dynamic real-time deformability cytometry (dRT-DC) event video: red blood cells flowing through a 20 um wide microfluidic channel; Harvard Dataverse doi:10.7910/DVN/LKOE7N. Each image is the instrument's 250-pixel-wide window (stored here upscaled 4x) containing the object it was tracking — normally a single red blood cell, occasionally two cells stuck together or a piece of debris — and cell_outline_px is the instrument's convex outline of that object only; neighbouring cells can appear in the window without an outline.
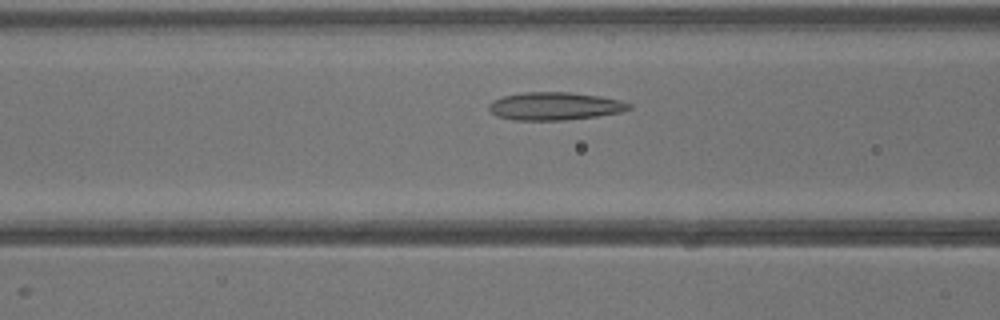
{"species": "common noctule bat (a hibernating species)", "species_latin": "Nyctalus noctula", "temperature_condition": "warm", "stored_images_in_passage": 34, "camera_frame_rate_fps": 3000, "um_per_image_px": 0.085, "animal": {"sex": "male", "body_mass_g": 13.3}, "frame": {"image": 1, "passage_image": 10, "time_ms": 3.0, "image_size_px": [1000, 320], "cell_outline_px": [[632, 108], [620, 112], [596, 116], [568, 120], [512, 120], [496, 116], [488, 108], [488, 104], [492, 100], [504, 96], [524, 92], [568, 92], [600, 96], [620, 100], [632, 104]], "centroid_in_image_um": [47.14, 9.02], "position_along_channel_um": 119.5, "area_um2": 22.83}}
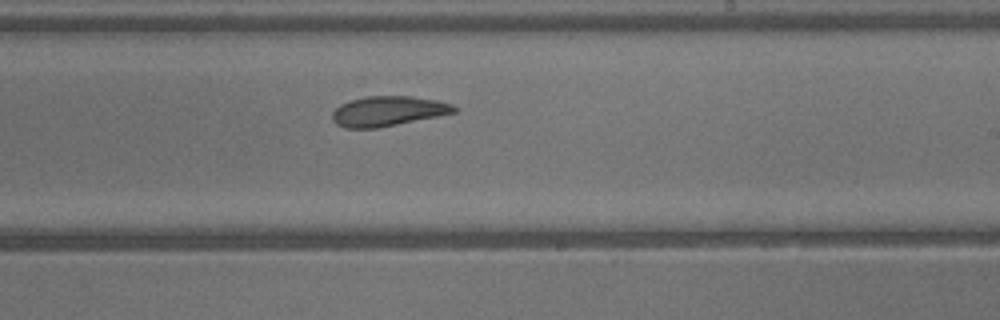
{"frame": {"image": 2, "passage_image": 18, "time_ms": 5.667, "image_size_px": [1000, 320], "cell_outline_px": [[456, 112], [440, 116], [376, 128], [344, 128], [336, 124], [332, 120], [332, 112], [340, 104], [352, 100], [368, 96], [412, 96], [436, 100], [452, 104], [456, 108]], "centroid_in_image_um": [32.97, 9.45], "position_along_channel_um": 256.0, "area_um2": 21.21}}
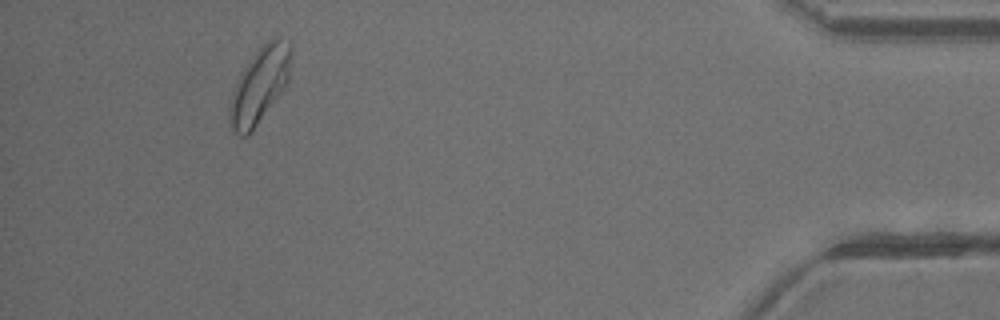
{"frame": {"image": 3, "passage_image": 31, "time_ms": 10.0, "image_size_px": [1000, 320], "cell_outline_px": [[292, 52], [288, 80], [284, 88], [252, 132], [248, 136], [240, 136], [232, 132], [228, 120], [228, 108], [232, 92], [248, 60], [268, 40], [276, 40], [288, 44], [292, 48]], "centroid_in_image_um": [22.02, 7.34], "position_along_channel_um": 413.2, "area_um2": 26.7}}